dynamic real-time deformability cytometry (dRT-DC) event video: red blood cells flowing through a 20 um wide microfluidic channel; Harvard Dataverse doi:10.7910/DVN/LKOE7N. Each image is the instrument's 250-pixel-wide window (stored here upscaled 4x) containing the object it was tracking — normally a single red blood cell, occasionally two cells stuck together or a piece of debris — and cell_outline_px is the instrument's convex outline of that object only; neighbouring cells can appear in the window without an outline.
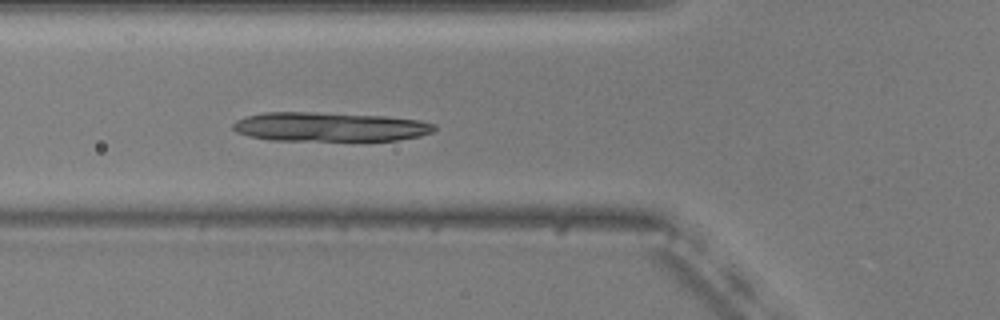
{"species": "common noctule bat (a hibernating species)", "species_latin": "Nyctalus noctula", "temperature_condition": "warm", "stored_images_in_passage": 55, "camera_frame_rate_fps": 3000, "um_per_image_px": 0.085, "animal": {"sex": "male", "body_mass_g": 20.5, "forearm_length_mm": 52.5}, "frame": {"image": 1, "passage_image": 20, "time_ms": 6.333, "image_size_px": [1000, 320], "cell_outline_px": [[436, 128], [432, 132], [420, 136], [396, 140], [268, 140], [248, 136], [236, 132], [232, 128], [232, 124], [236, 120], [244, 116], [264, 112], [308, 112], [384, 116], [420, 120], [436, 124]], "centroid_in_image_um": [27.98, 10.78], "position_along_channel_um": 97.8, "area_um2": 34.28}}